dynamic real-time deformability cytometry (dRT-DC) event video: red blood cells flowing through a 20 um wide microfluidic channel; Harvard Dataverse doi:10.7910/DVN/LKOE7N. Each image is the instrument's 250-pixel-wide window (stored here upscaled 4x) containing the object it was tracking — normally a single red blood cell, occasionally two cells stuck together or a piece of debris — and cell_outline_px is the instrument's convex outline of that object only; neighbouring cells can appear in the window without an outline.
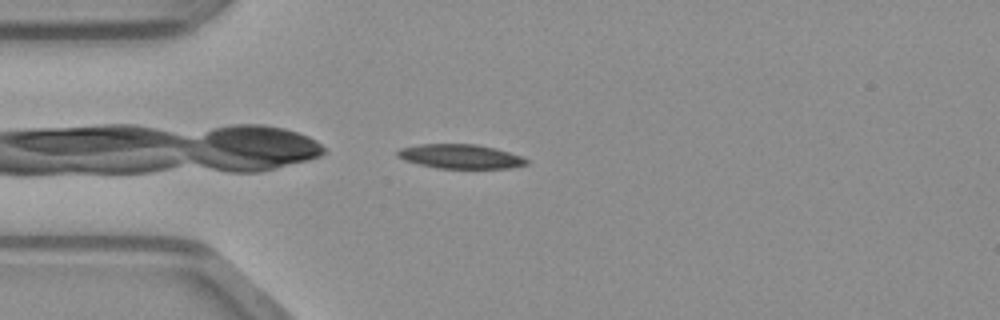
{"species": "common noctule bat (a hibernating species)", "species_latin": "Nyctalus noctula", "temperature_condition": "warm", "stored_images_in_passage": 34, "camera_frame_rate_fps": 3000, "um_per_image_px": 0.085, "animal": {"sex": "male", "body_mass_g": 23.1, "forearm_length_mm": 52.7}, "frame": {"image": 1, "passage_image": 2, "time_ms": 0.333, "image_size_px": [1000, 320], "cell_outline_px": [[528, 164], [512, 168], [436, 168], [404, 160], [396, 156], [396, 152], [400, 148], [420, 144], [476, 144], [496, 148], [520, 156], [528, 160]], "centroid_in_image_um": [39.12, 13.29], "position_along_channel_um": 45.9, "area_um2": 18.21}}
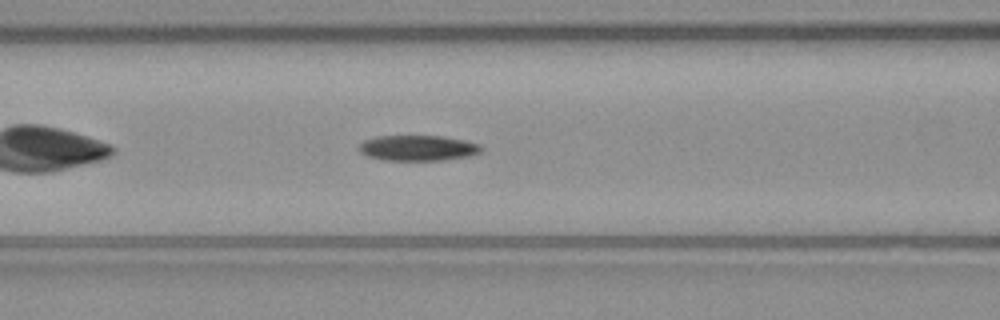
{"frame": {"image": 2, "passage_image": 9, "time_ms": 2.667, "image_size_px": [1000, 320], "cell_outline_px": [[484, 148], [480, 152], [468, 156], [444, 160], [384, 160], [368, 156], [360, 152], [356, 148], [364, 140], [376, 136], [444, 136], [464, 140], [480, 144]], "centroid_in_image_um": [35.51, 12.57], "position_along_channel_um": 131.1, "area_um2": 18.26}}
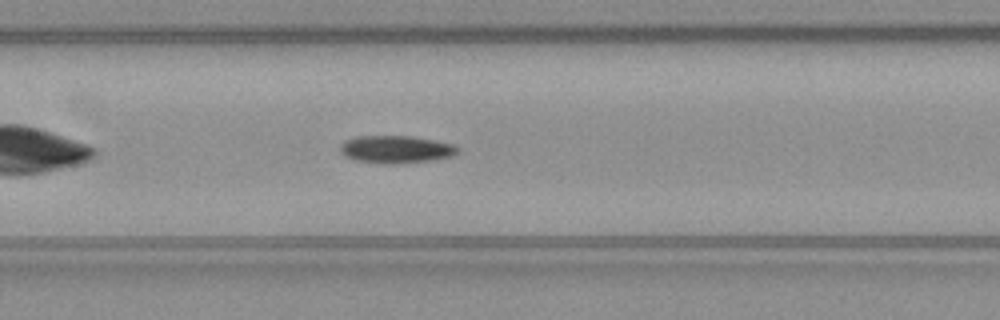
{"frame": {"image": 3, "passage_image": 12, "time_ms": 3.667, "image_size_px": [1000, 320], "cell_outline_px": [[460, 152], [452, 156], [436, 160], [392, 164], [384, 164], [356, 160], [344, 156], [340, 152], [340, 144], [344, 140], [356, 136], [412, 136], [436, 140], [456, 144], [460, 148]], "centroid_in_image_um": [33.7, 12.69], "position_along_channel_um": 173.7, "area_um2": 19.31}}